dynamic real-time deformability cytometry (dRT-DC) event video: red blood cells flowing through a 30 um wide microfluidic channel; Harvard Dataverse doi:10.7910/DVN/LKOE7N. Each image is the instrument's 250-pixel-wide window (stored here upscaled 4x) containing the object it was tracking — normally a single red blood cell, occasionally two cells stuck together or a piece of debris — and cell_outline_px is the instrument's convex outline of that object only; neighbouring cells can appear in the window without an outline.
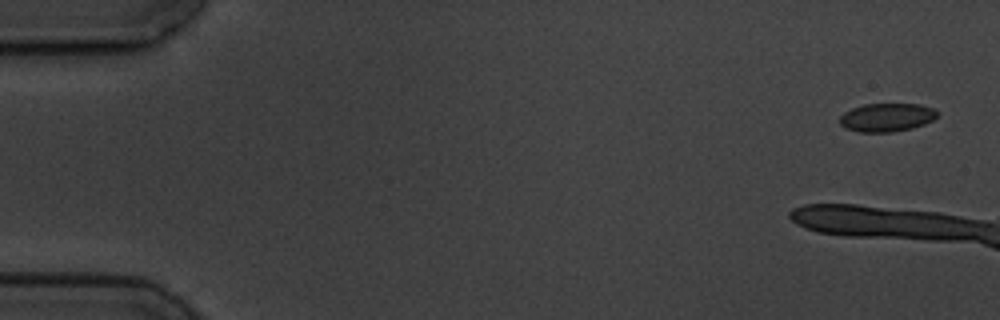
{"species": "common noctule bat (a hibernating species)", "species_latin": "Nyctalus noctula", "temperature_condition": "cold", "stored_images_in_passage": 3, "camera_frame_rate_fps": 3000, "um_per_image_px": 0.085, "animal": {"sex": "male", "body_mass_g": 19.5, "forearm_length_mm": 54.6}, "frame": {"image": 1, "passage_image": 1, "time_ms": 0.0, "image_size_px": [1000, 320], "cell_outline_px": [[940, 112], [932, 120], [924, 124], [912, 128], [892, 132], [860, 132], [844, 128], [840, 124], [840, 116], [844, 112], [852, 108], [864, 104], [920, 104], [932, 108]], "centroid_in_image_um": [75.36, 9.98], "position_along_channel_um": 9.6, "area_um2": 16.18}}